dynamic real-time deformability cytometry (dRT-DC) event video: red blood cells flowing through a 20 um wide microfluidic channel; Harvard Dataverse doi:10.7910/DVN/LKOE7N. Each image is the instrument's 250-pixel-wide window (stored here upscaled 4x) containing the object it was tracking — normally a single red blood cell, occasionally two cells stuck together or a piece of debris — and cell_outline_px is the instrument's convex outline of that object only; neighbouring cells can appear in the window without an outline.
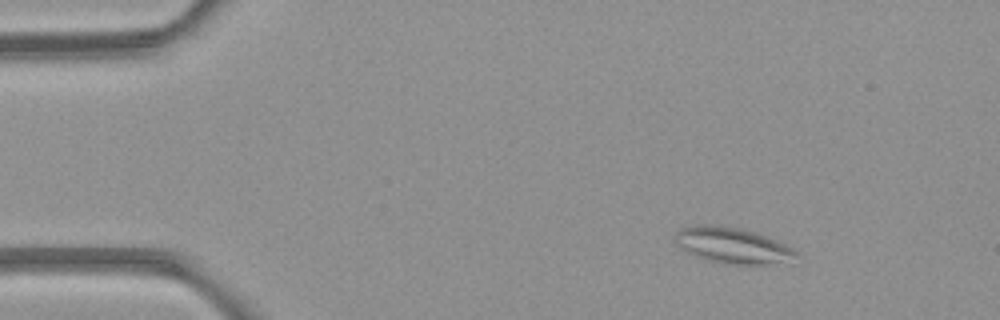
{"species": "common noctule bat (a hibernating species)", "species_latin": "Nyctalus noctula", "temperature_condition": "room temperature", "stored_images_in_passage": 4, "camera_frame_rate_fps": 3000, "um_per_image_px": 0.085, "animal": {"sex": "female", "body_mass_g": 21.9}, "frame": {"image": 1, "passage_image": 1, "time_ms": 0.0, "image_size_px": [1000, 320], "cell_outline_px": [[796, 252], [792, 264], [736, 264], [704, 260], [680, 248], [672, 240], [676, 232], [680, 228], [692, 224], [704, 224], [740, 228], [776, 240], [792, 248]], "centroid_in_image_um": [62.23, 20.87], "position_along_channel_um": 22.8, "area_um2": 25.43}}